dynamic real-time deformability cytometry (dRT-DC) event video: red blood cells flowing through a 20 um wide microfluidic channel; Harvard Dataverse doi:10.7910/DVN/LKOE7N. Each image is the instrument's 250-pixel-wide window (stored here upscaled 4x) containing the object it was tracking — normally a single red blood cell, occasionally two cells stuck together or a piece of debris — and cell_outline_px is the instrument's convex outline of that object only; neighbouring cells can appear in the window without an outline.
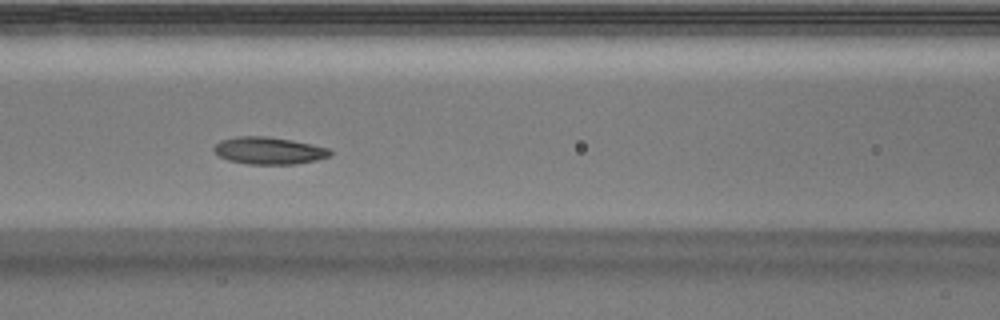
{"species": "Egyptian fruit bat (a non-hibernating species)", "species_latin": "Rousettus aegyptiacus", "temperature_condition": "warm", "stored_images_in_passage": 54, "camera_frame_rate_fps": 3000, "um_per_image_px": 0.085, "animal": {"sex": "male"}, "frame": {"image": 1, "passage_image": 24, "time_ms": 7.667, "image_size_px": [1000, 320], "cell_outline_px": [[332, 156], [316, 160], [296, 164], [248, 164], [228, 160], [220, 156], [212, 148], [220, 140], [236, 136], [268, 136], [292, 140], [312, 144], [328, 148], [332, 152]], "centroid_in_image_um": [22.87, 12.8], "position_along_channel_um": 143.7, "area_um2": 18.5}}
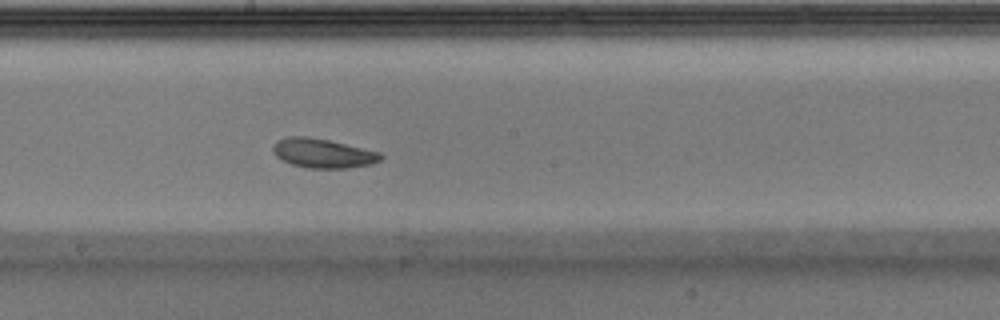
{"frame": {"image": 2, "passage_image": 30, "time_ms": 9.667, "image_size_px": [1000, 320], "cell_outline_px": [[384, 156], [380, 160], [372, 164], [348, 168], [308, 168], [292, 164], [276, 156], [272, 152], [272, 148], [276, 140], [288, 136], [304, 136], [328, 140], [380, 152]], "centroid_in_image_um": [27.44, 13.02], "position_along_channel_um": 220.8, "area_um2": 18.32}}
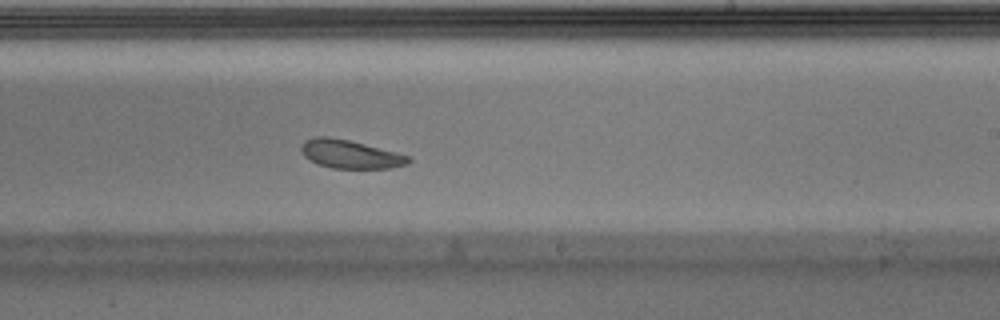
{"frame": {"image": 3, "passage_image": 33, "time_ms": 10.667, "image_size_px": [1000, 320], "cell_outline_px": [[412, 160], [408, 164], [392, 168], [332, 168], [316, 164], [304, 156], [300, 148], [300, 144], [304, 140], [316, 136], [328, 136], [348, 140], [412, 156]], "centroid_in_image_um": [29.76, 13.1], "position_along_channel_um": 259.2, "area_um2": 17.92}, "authors_computed_cell_mechanics": {"area_um2": 18.4093, "velocity_mm_per_s": 3.8604, "shape_relaxation_time_tau1_ms": 2.0754, "shape_relaxation_time_tau2_ms": 4.1005, "deformation_change_tau1": 0.0932, "deformation_change_tau2": 0.1174}}